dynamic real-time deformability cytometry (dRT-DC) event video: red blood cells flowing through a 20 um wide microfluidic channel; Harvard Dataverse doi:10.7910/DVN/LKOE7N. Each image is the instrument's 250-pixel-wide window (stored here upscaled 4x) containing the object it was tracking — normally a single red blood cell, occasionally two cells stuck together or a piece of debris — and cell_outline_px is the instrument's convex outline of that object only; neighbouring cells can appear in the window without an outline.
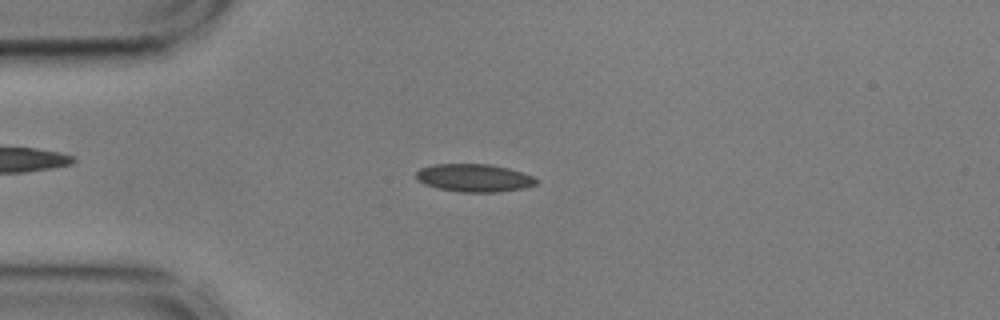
{"species": "common noctule bat (a hibernating species)", "species_latin": "Nyctalus noctula", "temperature_condition": "cold", "stored_images_in_passage": 49, "camera_frame_rate_fps": 3000, "um_per_image_px": 0.085, "animal": {"sex": "male", "body_mass_g": 17.9, "forearm_length_mm": 54.2}, "frame": {"image": 1, "passage_image": 8, "time_ms": 2.333, "image_size_px": [1000, 320], "cell_outline_px": [[540, 180], [536, 184], [524, 188], [496, 192], [460, 192], [440, 188], [424, 184], [416, 180], [416, 172], [420, 168], [432, 164], [492, 164], [508, 168], [536, 176]], "centroid_in_image_um": [40.33, 15.11], "position_along_channel_um": 44.7, "area_um2": 19.71}}
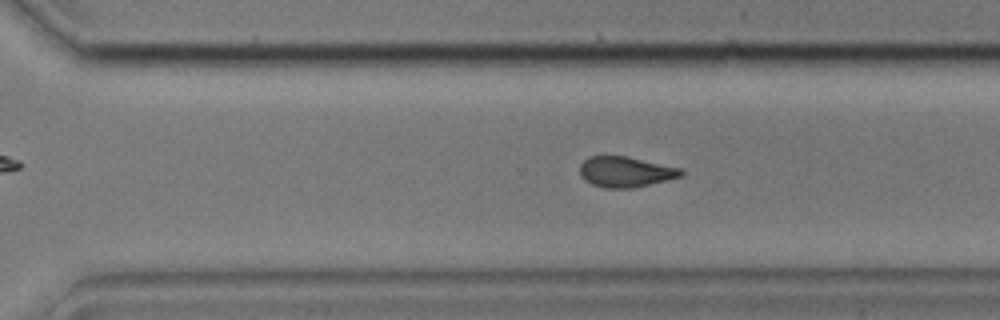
{"frame": {"image": 2, "passage_image": 32, "time_ms": 10.333, "image_size_px": [1000, 320], "cell_outline_px": [[684, 172], [680, 176], [632, 188], [604, 188], [592, 184], [584, 180], [580, 176], [580, 164], [588, 156], [628, 156], [684, 168]], "centroid_in_image_um": [53.16, 14.59], "position_along_channel_um": 317.4, "area_um2": 18.09}}
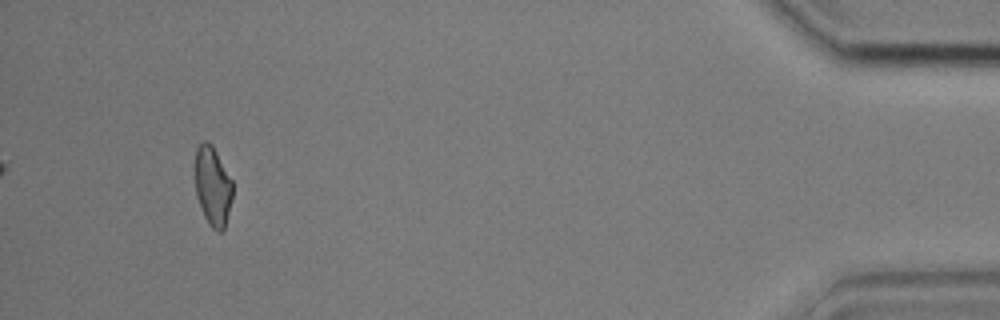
{"frame": {"image": 3, "passage_image": 46, "time_ms": 15.0, "image_size_px": [1000, 320], "cell_outline_px": [[232, 196], [224, 228], [220, 232], [216, 232], [208, 224], [204, 216], [196, 196], [196, 148], [204, 140], [208, 140], [212, 144], [232, 180]], "centroid_in_image_um": [18.08, 15.82], "position_along_channel_um": 417.1, "area_um2": 17.17}}